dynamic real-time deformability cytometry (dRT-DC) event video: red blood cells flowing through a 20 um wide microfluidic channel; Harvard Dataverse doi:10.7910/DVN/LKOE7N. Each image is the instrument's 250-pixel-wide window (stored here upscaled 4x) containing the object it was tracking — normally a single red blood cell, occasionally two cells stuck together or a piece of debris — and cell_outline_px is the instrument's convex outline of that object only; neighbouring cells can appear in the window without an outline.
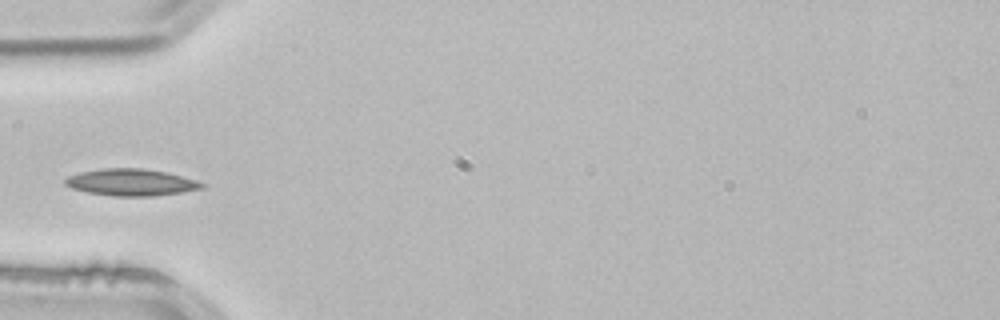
{"species": "common noctule bat (a hibernating species)", "species_latin": "Nyctalus noctula", "temperature_condition": "room temperature", "stored_images_in_passage": 3, "camera_frame_rate_fps": 3000, "um_per_image_px": 0.085, "animal": {"sex": "male", "body_mass_g": 21.5, "forearm_length_mm": 52.0}, "frame": {"image": 1, "passage_image": 3, "time_ms": 0.667, "image_size_px": [1000, 320], "cell_outline_px": [[208, 184], [204, 188], [180, 192], [152, 196], [116, 196], [88, 192], [72, 188], [64, 184], [64, 180], [68, 176], [80, 172], [100, 168], [144, 168], [164, 172], [196, 180]], "centroid_in_image_um": [11.14, 15.49], "position_along_channel_um": 73.9, "area_um2": 21.27}}